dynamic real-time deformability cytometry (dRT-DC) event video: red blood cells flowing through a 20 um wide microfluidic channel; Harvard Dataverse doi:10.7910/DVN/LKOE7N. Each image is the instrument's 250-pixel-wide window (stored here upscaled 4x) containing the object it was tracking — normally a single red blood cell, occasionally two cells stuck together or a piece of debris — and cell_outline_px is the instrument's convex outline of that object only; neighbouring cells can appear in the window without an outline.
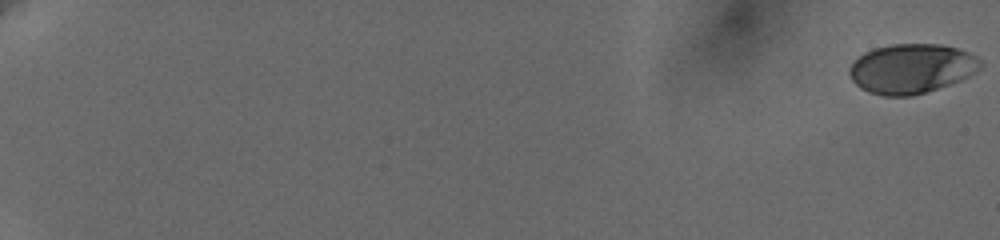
{"species": "human", "species_latin": "Homo sapiens", "temperature_condition": "cold", "stored_images_in_passage": 22, "camera_frame_rate_fps": 3000, "um_per_image_px": 0.085, "donor": {"sex": "female"}, "frame": {"image": 1, "passage_image": 1, "time_ms": 0.0, "image_size_px": [1000, 240], "cell_outline_px": [[984, 64], [980, 68], [968, 76], [960, 80], [924, 92], [908, 96], [884, 96], [868, 92], [860, 88], [852, 80], [848, 72], [848, 68], [864, 52], [876, 48], [892, 44], [940, 44], [956, 48], [968, 52], [976, 56]], "centroid_in_image_um": [77.46, 5.82], "position_along_channel_um": 7.5, "area_um2": 37.57}}
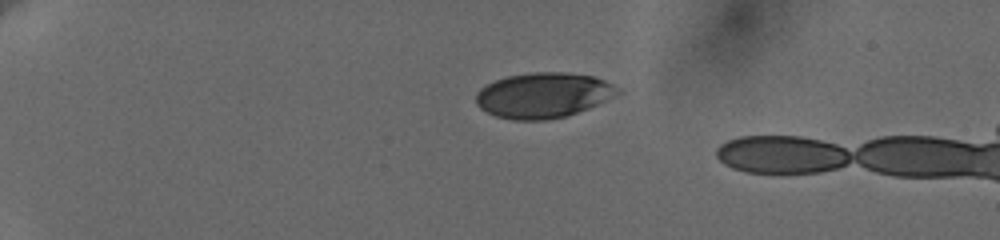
{"frame": {"image": 2, "passage_image": 17, "time_ms": 5.333, "image_size_px": [1000, 240], "cell_outline_px": [[620, 92], [588, 108], [568, 116], [544, 120], [512, 120], [496, 116], [480, 108], [476, 104], [476, 92], [480, 88], [496, 80], [508, 76], [532, 72], [564, 72], [592, 76], [604, 80]], "centroid_in_image_um": [46.11, 8.1], "position_along_channel_um": 38.9, "area_um2": 36.93}}